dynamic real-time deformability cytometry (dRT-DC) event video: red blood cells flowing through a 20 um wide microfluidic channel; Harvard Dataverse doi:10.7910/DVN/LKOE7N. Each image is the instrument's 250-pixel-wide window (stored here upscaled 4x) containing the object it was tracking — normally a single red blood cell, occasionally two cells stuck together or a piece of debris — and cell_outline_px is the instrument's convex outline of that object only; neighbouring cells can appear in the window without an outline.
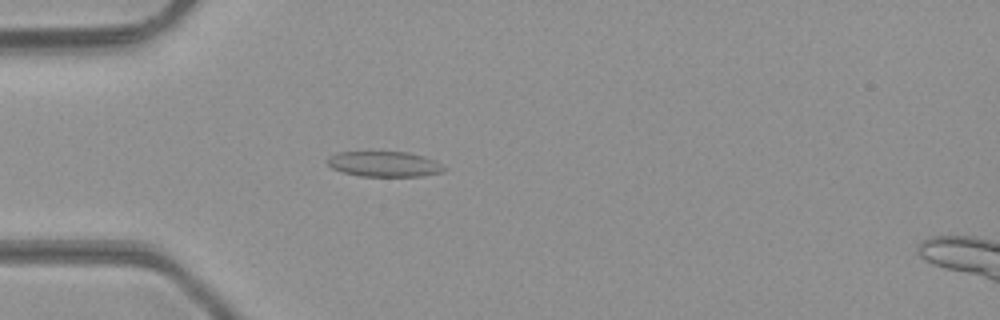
{"species": "common noctule bat (a hibernating species)", "species_latin": "Nyctalus noctula", "temperature_condition": "room temperature", "stored_images_in_passage": 36, "camera_frame_rate_fps": 3000, "um_per_image_px": 0.085, "animal": {"sex": "male", "body_mass_g": 23.1, "forearm_length_mm": 52.7}, "frame": {"image": 1, "passage_image": 2, "time_ms": 0.333, "image_size_px": [1000, 320], "cell_outline_px": [[444, 168], [440, 172], [420, 176], [360, 176], [344, 172], [332, 168], [328, 164], [328, 160], [332, 156], [340, 152], [408, 152], [424, 156], [436, 160]], "centroid_in_image_um": [32.68, 13.94], "position_along_channel_um": 52.3, "area_um2": 16.88}}
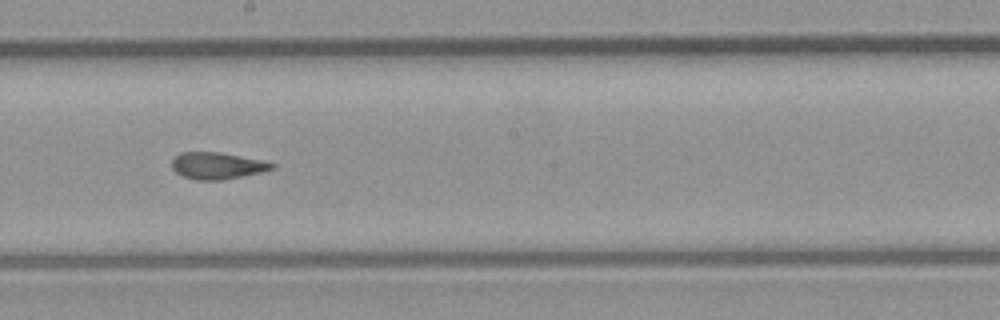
{"frame": {"image": 2, "passage_image": 15, "time_ms": 4.667, "image_size_px": [1000, 320], "cell_outline_px": [[276, 168], [264, 172], [224, 180], [196, 180], [184, 176], [176, 172], [172, 168], [172, 160], [180, 152], [220, 152], [260, 160], [276, 164]], "centroid_in_image_um": [18.49, 14.09], "position_along_channel_um": 229.7, "area_um2": 15.66}}
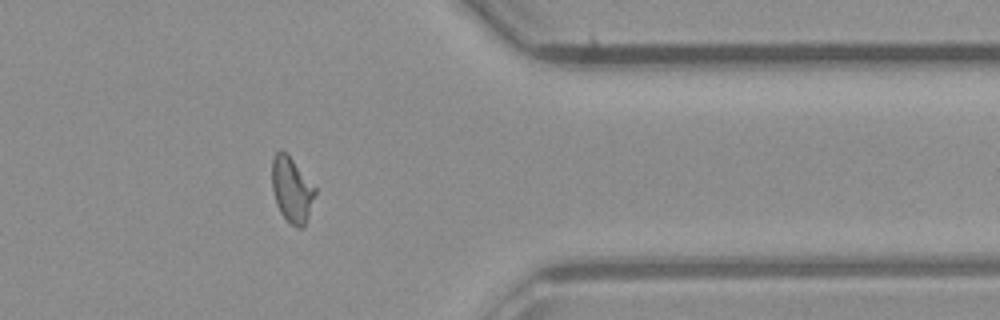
{"frame": {"image": 3, "passage_image": 27, "time_ms": 8.667, "image_size_px": [1000, 320], "cell_outline_px": [[316, 192], [304, 228], [296, 228], [280, 212], [276, 204], [272, 188], [272, 156], [280, 148], [292, 160], [316, 188]], "centroid_in_image_um": [24.78, 16.13], "position_along_channel_um": 386.6, "area_um2": 16.18}, "authors_computed_cell_mechanics": {"area_um2": 16.1551, "velocity_mm_per_s": 4.3066, "shape_relaxation_time_tau1_ms": null, "shape_relaxation_time_tau2_ms": 1.9393, "deformation_change_tau1": null, "deformation_change_tau2": 0.0583}}